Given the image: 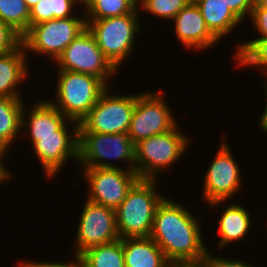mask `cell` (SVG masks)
I'll list each match as a JSON object with an SVG mask.
<instances>
[{"mask_svg":"<svg viewBox=\"0 0 267 267\" xmlns=\"http://www.w3.org/2000/svg\"><path fill=\"white\" fill-rule=\"evenodd\" d=\"M77 4V6H75ZM83 5L82 0H52L53 19L73 17L74 9ZM81 4V5H80ZM73 12V13H72Z\"/></svg>","mask_w":267,"mask_h":267,"instance_id":"f546056e","label":"cell"},{"mask_svg":"<svg viewBox=\"0 0 267 267\" xmlns=\"http://www.w3.org/2000/svg\"><path fill=\"white\" fill-rule=\"evenodd\" d=\"M235 160L224 136L211 165L204 174L202 195L210 207H219V204L234 197L241 189L243 182L241 170Z\"/></svg>","mask_w":267,"mask_h":267,"instance_id":"8fae6325","label":"cell"},{"mask_svg":"<svg viewBox=\"0 0 267 267\" xmlns=\"http://www.w3.org/2000/svg\"><path fill=\"white\" fill-rule=\"evenodd\" d=\"M267 78L265 77V80H263L265 82V97H266V105H265V109L261 115V118L258 122V127L260 129V131H263V133L267 134Z\"/></svg>","mask_w":267,"mask_h":267,"instance_id":"836d02e7","label":"cell"},{"mask_svg":"<svg viewBox=\"0 0 267 267\" xmlns=\"http://www.w3.org/2000/svg\"><path fill=\"white\" fill-rule=\"evenodd\" d=\"M147 0H136V9L140 10V7L146 2ZM139 7V8H138Z\"/></svg>","mask_w":267,"mask_h":267,"instance_id":"f35d334b","label":"cell"},{"mask_svg":"<svg viewBox=\"0 0 267 267\" xmlns=\"http://www.w3.org/2000/svg\"><path fill=\"white\" fill-rule=\"evenodd\" d=\"M86 20H100L132 13L136 8L128 0H84Z\"/></svg>","mask_w":267,"mask_h":267,"instance_id":"cb8c5ba5","label":"cell"},{"mask_svg":"<svg viewBox=\"0 0 267 267\" xmlns=\"http://www.w3.org/2000/svg\"><path fill=\"white\" fill-rule=\"evenodd\" d=\"M168 267H206L203 261L200 262H183V263H169Z\"/></svg>","mask_w":267,"mask_h":267,"instance_id":"d590c367","label":"cell"},{"mask_svg":"<svg viewBox=\"0 0 267 267\" xmlns=\"http://www.w3.org/2000/svg\"><path fill=\"white\" fill-rule=\"evenodd\" d=\"M228 8L242 22L246 16H251L256 0H223Z\"/></svg>","mask_w":267,"mask_h":267,"instance_id":"4dcf8cb0","label":"cell"},{"mask_svg":"<svg viewBox=\"0 0 267 267\" xmlns=\"http://www.w3.org/2000/svg\"><path fill=\"white\" fill-rule=\"evenodd\" d=\"M200 223L187 207L166 196L156 207L149 237L170 263L200 262L208 250Z\"/></svg>","mask_w":267,"mask_h":267,"instance_id":"6da1fadb","label":"cell"},{"mask_svg":"<svg viewBox=\"0 0 267 267\" xmlns=\"http://www.w3.org/2000/svg\"><path fill=\"white\" fill-rule=\"evenodd\" d=\"M78 257L82 267H125L122 239L92 246Z\"/></svg>","mask_w":267,"mask_h":267,"instance_id":"7402d4cb","label":"cell"},{"mask_svg":"<svg viewBox=\"0 0 267 267\" xmlns=\"http://www.w3.org/2000/svg\"><path fill=\"white\" fill-rule=\"evenodd\" d=\"M25 105L22 112V130L27 126L29 132L25 131V134L29 133L28 136L57 135V131L69 120L49 99L36 101L29 112Z\"/></svg>","mask_w":267,"mask_h":267,"instance_id":"e0dca14e","label":"cell"},{"mask_svg":"<svg viewBox=\"0 0 267 267\" xmlns=\"http://www.w3.org/2000/svg\"><path fill=\"white\" fill-rule=\"evenodd\" d=\"M75 258V261L73 260H70V262H67L66 263H57V262H54V261H47V262H33L32 260L31 261H22L19 263V267H82V264L79 260V257L78 256H74ZM73 261V262H72Z\"/></svg>","mask_w":267,"mask_h":267,"instance_id":"d6a6232c","label":"cell"},{"mask_svg":"<svg viewBox=\"0 0 267 267\" xmlns=\"http://www.w3.org/2000/svg\"><path fill=\"white\" fill-rule=\"evenodd\" d=\"M57 71L55 99L50 102L68 119L78 123L108 88L100 78L67 70Z\"/></svg>","mask_w":267,"mask_h":267,"instance_id":"5b68a950","label":"cell"},{"mask_svg":"<svg viewBox=\"0 0 267 267\" xmlns=\"http://www.w3.org/2000/svg\"><path fill=\"white\" fill-rule=\"evenodd\" d=\"M210 249L207 250L202 261L206 265V267H256L254 265H250L247 262L244 263L243 260H230L225 257L215 256L214 253L209 252Z\"/></svg>","mask_w":267,"mask_h":267,"instance_id":"f1b7e54d","label":"cell"},{"mask_svg":"<svg viewBox=\"0 0 267 267\" xmlns=\"http://www.w3.org/2000/svg\"><path fill=\"white\" fill-rule=\"evenodd\" d=\"M125 267H168L169 261L151 237L123 238Z\"/></svg>","mask_w":267,"mask_h":267,"instance_id":"ac0fdd59","label":"cell"},{"mask_svg":"<svg viewBox=\"0 0 267 267\" xmlns=\"http://www.w3.org/2000/svg\"><path fill=\"white\" fill-rule=\"evenodd\" d=\"M189 2L191 0H147L140 9L146 10L151 16L171 21Z\"/></svg>","mask_w":267,"mask_h":267,"instance_id":"484cf974","label":"cell"},{"mask_svg":"<svg viewBox=\"0 0 267 267\" xmlns=\"http://www.w3.org/2000/svg\"><path fill=\"white\" fill-rule=\"evenodd\" d=\"M4 156H7L6 154H0V184L5 183V181L10 180L13 174L8 170V168L4 164ZM3 160V161H2Z\"/></svg>","mask_w":267,"mask_h":267,"instance_id":"e575fe53","label":"cell"},{"mask_svg":"<svg viewBox=\"0 0 267 267\" xmlns=\"http://www.w3.org/2000/svg\"><path fill=\"white\" fill-rule=\"evenodd\" d=\"M108 87L81 120L78 133H128L136 104V93L111 94Z\"/></svg>","mask_w":267,"mask_h":267,"instance_id":"ba28073f","label":"cell"},{"mask_svg":"<svg viewBox=\"0 0 267 267\" xmlns=\"http://www.w3.org/2000/svg\"><path fill=\"white\" fill-rule=\"evenodd\" d=\"M82 15L31 25L21 37L25 51L47 55V58L50 57L49 59L55 62L64 49L87 28L85 13Z\"/></svg>","mask_w":267,"mask_h":267,"instance_id":"52a82bcc","label":"cell"},{"mask_svg":"<svg viewBox=\"0 0 267 267\" xmlns=\"http://www.w3.org/2000/svg\"><path fill=\"white\" fill-rule=\"evenodd\" d=\"M78 127V122L69 119L57 135L28 136L32 142L30 148L34 150L47 178L59 173L70 158L78 161Z\"/></svg>","mask_w":267,"mask_h":267,"instance_id":"4fadbf2b","label":"cell"},{"mask_svg":"<svg viewBox=\"0 0 267 267\" xmlns=\"http://www.w3.org/2000/svg\"><path fill=\"white\" fill-rule=\"evenodd\" d=\"M239 45V46H238ZM237 45L234 53L235 61L240 67H256L262 70L264 77H267V38H256L250 41L241 42Z\"/></svg>","mask_w":267,"mask_h":267,"instance_id":"603a6c76","label":"cell"},{"mask_svg":"<svg viewBox=\"0 0 267 267\" xmlns=\"http://www.w3.org/2000/svg\"><path fill=\"white\" fill-rule=\"evenodd\" d=\"M158 184V179H139L115 210L120 239L150 236L156 207L164 198Z\"/></svg>","mask_w":267,"mask_h":267,"instance_id":"7a4b0ae2","label":"cell"},{"mask_svg":"<svg viewBox=\"0 0 267 267\" xmlns=\"http://www.w3.org/2000/svg\"><path fill=\"white\" fill-rule=\"evenodd\" d=\"M139 9L122 16L86 20L91 32L105 58L118 71L134 51L136 37L142 29ZM135 39V41H134Z\"/></svg>","mask_w":267,"mask_h":267,"instance_id":"277c9868","label":"cell"},{"mask_svg":"<svg viewBox=\"0 0 267 267\" xmlns=\"http://www.w3.org/2000/svg\"><path fill=\"white\" fill-rule=\"evenodd\" d=\"M21 44V36L0 20V53L12 51Z\"/></svg>","mask_w":267,"mask_h":267,"instance_id":"4316f807","label":"cell"},{"mask_svg":"<svg viewBox=\"0 0 267 267\" xmlns=\"http://www.w3.org/2000/svg\"><path fill=\"white\" fill-rule=\"evenodd\" d=\"M136 8V0H128Z\"/></svg>","mask_w":267,"mask_h":267,"instance_id":"ab89813d","label":"cell"},{"mask_svg":"<svg viewBox=\"0 0 267 267\" xmlns=\"http://www.w3.org/2000/svg\"><path fill=\"white\" fill-rule=\"evenodd\" d=\"M179 129L177 125L135 144V172L140 179H157L184 156L191 139Z\"/></svg>","mask_w":267,"mask_h":267,"instance_id":"3957f363","label":"cell"},{"mask_svg":"<svg viewBox=\"0 0 267 267\" xmlns=\"http://www.w3.org/2000/svg\"><path fill=\"white\" fill-rule=\"evenodd\" d=\"M83 171V173L81 172ZM89 189L87 200L116 210L140 179L135 171L123 168H81ZM82 174V175H81Z\"/></svg>","mask_w":267,"mask_h":267,"instance_id":"7c38bea8","label":"cell"},{"mask_svg":"<svg viewBox=\"0 0 267 267\" xmlns=\"http://www.w3.org/2000/svg\"><path fill=\"white\" fill-rule=\"evenodd\" d=\"M108 160L126 161V170L135 171V145L128 133H78L80 168H122Z\"/></svg>","mask_w":267,"mask_h":267,"instance_id":"8992f818","label":"cell"},{"mask_svg":"<svg viewBox=\"0 0 267 267\" xmlns=\"http://www.w3.org/2000/svg\"><path fill=\"white\" fill-rule=\"evenodd\" d=\"M250 19L253 28L260 35L258 38H267V9H253Z\"/></svg>","mask_w":267,"mask_h":267,"instance_id":"1f68e13d","label":"cell"},{"mask_svg":"<svg viewBox=\"0 0 267 267\" xmlns=\"http://www.w3.org/2000/svg\"><path fill=\"white\" fill-rule=\"evenodd\" d=\"M210 32L220 41L235 30L241 21L223 0H194ZM228 34V35H227Z\"/></svg>","mask_w":267,"mask_h":267,"instance_id":"ffe728a7","label":"cell"},{"mask_svg":"<svg viewBox=\"0 0 267 267\" xmlns=\"http://www.w3.org/2000/svg\"><path fill=\"white\" fill-rule=\"evenodd\" d=\"M48 20H53L52 0H40L30 9L29 27Z\"/></svg>","mask_w":267,"mask_h":267,"instance_id":"83f0119b","label":"cell"},{"mask_svg":"<svg viewBox=\"0 0 267 267\" xmlns=\"http://www.w3.org/2000/svg\"><path fill=\"white\" fill-rule=\"evenodd\" d=\"M77 226L75 253L78 256L84 250L120 239L116 226L115 210L86 199Z\"/></svg>","mask_w":267,"mask_h":267,"instance_id":"5bb4252c","label":"cell"},{"mask_svg":"<svg viewBox=\"0 0 267 267\" xmlns=\"http://www.w3.org/2000/svg\"><path fill=\"white\" fill-rule=\"evenodd\" d=\"M0 20L22 37L30 22V9L25 0H0Z\"/></svg>","mask_w":267,"mask_h":267,"instance_id":"d4e9b609","label":"cell"},{"mask_svg":"<svg viewBox=\"0 0 267 267\" xmlns=\"http://www.w3.org/2000/svg\"><path fill=\"white\" fill-rule=\"evenodd\" d=\"M165 91L136 93V104L132 114L128 135L134 145L153 135L174 129L178 122L166 102ZM169 106V107H168Z\"/></svg>","mask_w":267,"mask_h":267,"instance_id":"9c48e42d","label":"cell"},{"mask_svg":"<svg viewBox=\"0 0 267 267\" xmlns=\"http://www.w3.org/2000/svg\"><path fill=\"white\" fill-rule=\"evenodd\" d=\"M253 9H267V0H256Z\"/></svg>","mask_w":267,"mask_h":267,"instance_id":"8d00e7d4","label":"cell"},{"mask_svg":"<svg viewBox=\"0 0 267 267\" xmlns=\"http://www.w3.org/2000/svg\"><path fill=\"white\" fill-rule=\"evenodd\" d=\"M23 99L0 96V150L4 153L11 150L14 139L23 135L21 134Z\"/></svg>","mask_w":267,"mask_h":267,"instance_id":"44dd1931","label":"cell"},{"mask_svg":"<svg viewBox=\"0 0 267 267\" xmlns=\"http://www.w3.org/2000/svg\"><path fill=\"white\" fill-rule=\"evenodd\" d=\"M234 203V204H233ZM222 210L218 219V230L220 239L218 241L219 250L224 249L233 242L245 239L251 229V217L249 211L242 204L232 202Z\"/></svg>","mask_w":267,"mask_h":267,"instance_id":"d6986e66","label":"cell"},{"mask_svg":"<svg viewBox=\"0 0 267 267\" xmlns=\"http://www.w3.org/2000/svg\"><path fill=\"white\" fill-rule=\"evenodd\" d=\"M40 0H25L26 5L29 9H31L34 5H36Z\"/></svg>","mask_w":267,"mask_h":267,"instance_id":"74e56055","label":"cell"},{"mask_svg":"<svg viewBox=\"0 0 267 267\" xmlns=\"http://www.w3.org/2000/svg\"><path fill=\"white\" fill-rule=\"evenodd\" d=\"M28 54L22 43L9 52L0 53V96L7 98H23L20 84L28 77ZM18 87V88H17Z\"/></svg>","mask_w":267,"mask_h":267,"instance_id":"2e32d148","label":"cell"},{"mask_svg":"<svg viewBox=\"0 0 267 267\" xmlns=\"http://www.w3.org/2000/svg\"><path fill=\"white\" fill-rule=\"evenodd\" d=\"M175 22L177 40L187 49L207 50L219 40L210 32L194 1L189 2L172 19Z\"/></svg>","mask_w":267,"mask_h":267,"instance_id":"9a60e30c","label":"cell"},{"mask_svg":"<svg viewBox=\"0 0 267 267\" xmlns=\"http://www.w3.org/2000/svg\"><path fill=\"white\" fill-rule=\"evenodd\" d=\"M56 70L84 73L100 78L107 86L117 70L105 58L91 32L86 28L55 61ZM115 75V76H114ZM112 77V78H111Z\"/></svg>","mask_w":267,"mask_h":267,"instance_id":"30bf717a","label":"cell"}]
</instances>
